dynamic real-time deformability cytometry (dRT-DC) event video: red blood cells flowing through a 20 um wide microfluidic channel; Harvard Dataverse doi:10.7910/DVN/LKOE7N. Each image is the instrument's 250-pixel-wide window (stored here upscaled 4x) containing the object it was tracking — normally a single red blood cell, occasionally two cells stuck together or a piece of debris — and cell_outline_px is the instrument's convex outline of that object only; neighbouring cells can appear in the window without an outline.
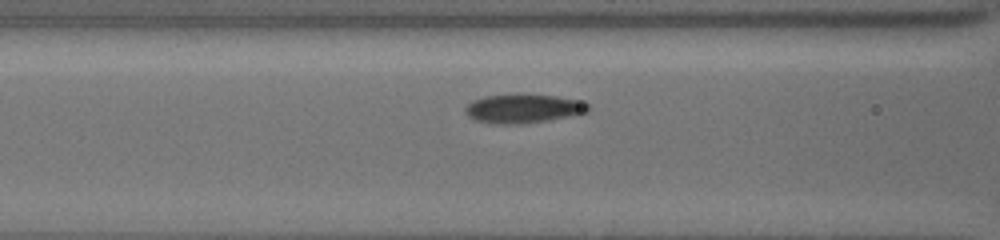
{"species": "common noctule bat (a hibernating species)", "species_latin": "Nyctalus noctula", "temperature_condition": "cold", "stored_images_in_passage": 20, "camera_frame_rate_fps": 3000, "um_per_image_px": 0.085, "animal": {"sex": "female", "body_mass_g": 19.5, "forearm_length_mm": 54.1}, "frame": {"image": 1, "passage_image": 17, "time_ms": 3.667, "image_size_px": [1000, 240], "cell_outline_px": [[588, 108], [584, 112], [544, 120], [520, 124], [500, 124], [476, 120], [468, 116], [464, 108], [472, 100], [484, 96], [516, 92], [524, 92], [556, 96], [576, 100], [588, 104]], "centroid_in_image_um": [44.37, 9.18], "position_along_channel_um": 122.2, "area_um2": 20.69}}